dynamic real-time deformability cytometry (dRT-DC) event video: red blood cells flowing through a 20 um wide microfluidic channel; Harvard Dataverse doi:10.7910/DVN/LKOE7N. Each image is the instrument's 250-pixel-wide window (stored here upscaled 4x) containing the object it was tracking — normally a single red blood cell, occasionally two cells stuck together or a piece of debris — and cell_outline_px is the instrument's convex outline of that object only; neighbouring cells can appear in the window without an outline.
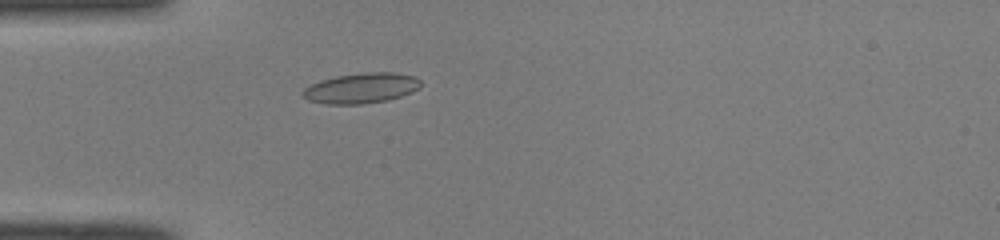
{"species": "common noctule bat (a hibernating species)", "species_latin": "Nyctalus noctula", "temperature_condition": "room temperature", "stored_images_in_passage": 36, "camera_frame_rate_fps": 3000, "um_per_image_px": 0.085, "animal": {"sex": "male", "body_mass_g": 19.0, "forearm_length_mm": 50.8}, "frame": {"image": 1, "passage_image": 1, "time_ms": 0.0, "image_size_px": [1000, 240], "cell_outline_px": [[420, 88], [412, 92], [388, 100], [360, 104], [324, 104], [308, 100], [300, 96], [300, 92], [304, 88], [320, 80], [336, 76], [364, 72], [396, 72], [416, 76], [420, 80]], "centroid_in_image_um": [30.69, 7.49], "position_along_channel_um": 54.3, "area_um2": 21.1}}
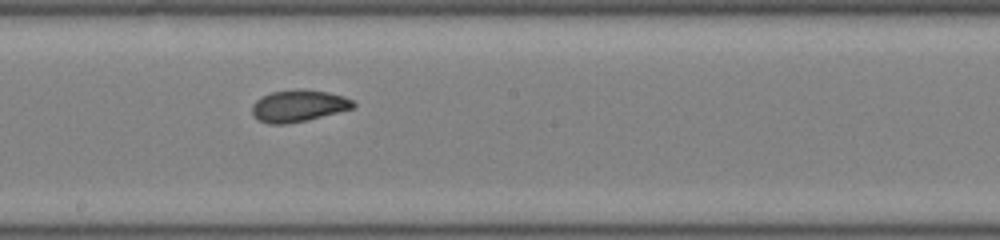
{"frame": {"image": 2, "passage_image": 14, "time_ms": 4.333, "image_size_px": [1000, 240], "cell_outline_px": [[356, 104], [352, 108], [308, 120], [288, 124], [268, 124], [252, 116], [252, 104], [256, 100], [272, 92], [296, 88], [304, 88], [328, 92], [344, 96], [352, 100]], "centroid_in_image_um": [25.36, 8.99], "position_along_channel_um": 222.8, "area_um2": 18.9}}
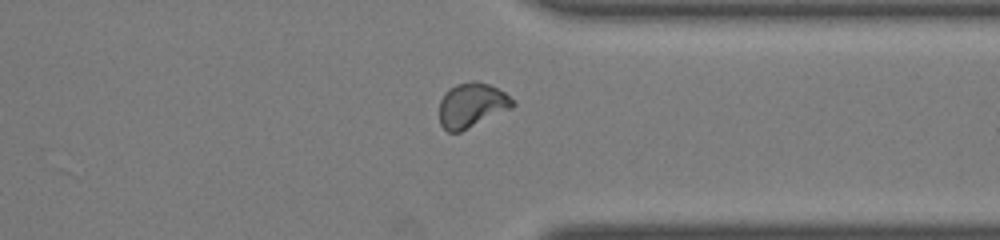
{"frame": {"image": 3, "passage_image": 25, "time_ms": 8.0, "image_size_px": [1000, 240], "cell_outline_px": [[516, 104], [512, 108], [460, 132], [448, 132], [440, 124], [440, 100], [444, 92], [448, 88], [456, 84], [472, 80], [488, 84], [504, 92], [516, 100]], "centroid_in_image_um": [40.1, 8.93], "position_along_channel_um": 371.3, "area_um2": 19.19}, "authors_computed_cell_mechanics": {"area_um2": 18.8139, "velocity_mm_per_s": 4.0623, "shape_relaxation_time_tau1_ms": 6.1579, "shape_relaxation_time_tau2_ms": 1.646, "deformation_change_tau1": 0.1851, "deformation_change_tau2": 0.0641}}